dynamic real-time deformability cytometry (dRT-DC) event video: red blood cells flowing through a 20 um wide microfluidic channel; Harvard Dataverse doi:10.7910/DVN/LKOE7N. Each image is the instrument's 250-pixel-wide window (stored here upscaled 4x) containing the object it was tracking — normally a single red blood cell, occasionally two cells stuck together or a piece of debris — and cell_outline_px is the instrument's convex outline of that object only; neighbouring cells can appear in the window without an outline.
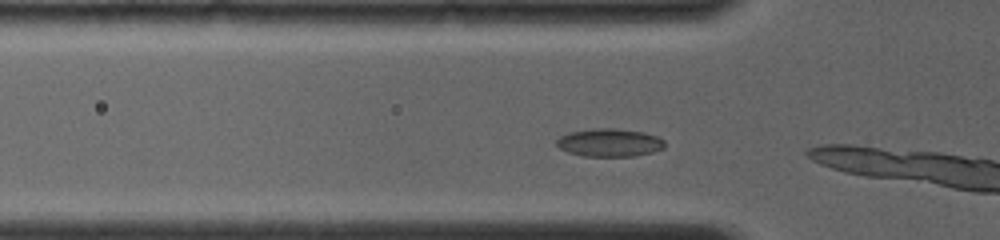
{"species": "common noctule bat (a hibernating species)", "species_latin": "Nyctalus noctula", "temperature_condition": "room temperature", "stored_images_in_passage": 6, "camera_frame_rate_fps": 4000, "um_per_image_px": 0.085, "animal": {"sex": "female", "body_mass_g": 19.0, "forearm_length_mm": 56.7}, "frame": {"image": 1, "passage_image": 4, "time_ms": 0.75, "image_size_px": [1000, 240], "cell_outline_px": [[664, 148], [652, 152], [632, 156], [584, 156], [568, 152], [560, 148], [556, 144], [556, 140], [560, 136], [568, 132], [592, 128], [616, 128], [644, 132], [656, 136], [664, 140]], "centroid_in_image_um": [51.79, 12.11], "position_along_channel_um": 74.0, "area_um2": 17.69}}